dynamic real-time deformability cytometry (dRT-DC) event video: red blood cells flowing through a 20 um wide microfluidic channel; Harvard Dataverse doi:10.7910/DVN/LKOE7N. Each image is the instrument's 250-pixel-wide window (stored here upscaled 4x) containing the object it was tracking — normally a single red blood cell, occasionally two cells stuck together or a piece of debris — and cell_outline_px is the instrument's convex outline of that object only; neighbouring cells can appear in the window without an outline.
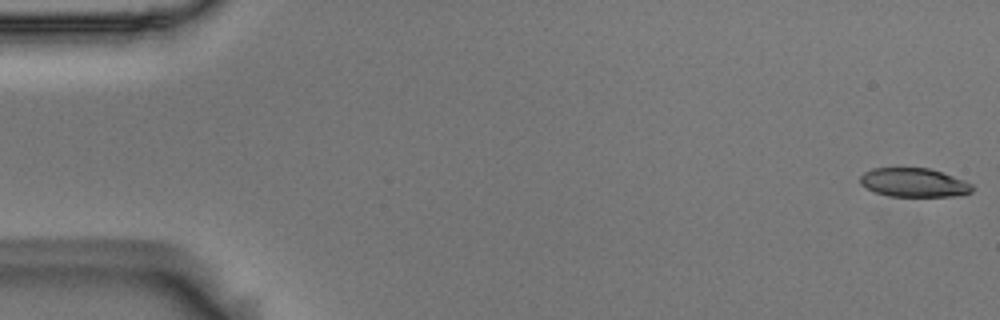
{"species": "Egyptian fruit bat (a non-hibernating species)", "species_latin": "Rousettus aegyptiacus", "temperature_condition": "room temperature", "stored_images_in_passage": 55, "camera_frame_rate_fps": 3000, "um_per_image_px": 0.085, "animal": {"sex": "male"}, "frame": {"image": 1, "passage_image": 1, "time_ms": 0.0, "image_size_px": [1000, 320], "cell_outline_px": [[976, 188], [972, 192], [956, 196], [888, 196], [872, 192], [860, 184], [860, 176], [864, 172], [872, 168], [928, 168], [964, 180], [972, 184]], "centroid_in_image_um": [77.66, 15.53], "position_along_channel_um": 7.3, "area_um2": 18.96}}
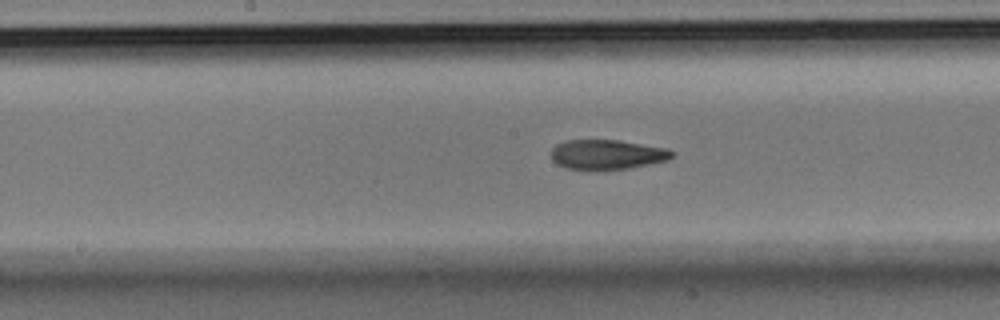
{"frame": {"image": 2, "passage_image": 28, "time_ms": 9.0, "image_size_px": [1000, 320], "cell_outline_px": [[676, 152], [668, 160], [628, 168], [596, 172], [592, 172], [568, 168], [556, 164], [552, 160], [552, 148], [556, 144], [564, 140], [620, 140], [668, 148]], "centroid_in_image_um": [51.59, 13.15], "position_along_channel_um": 196.6, "area_um2": 21.56}}
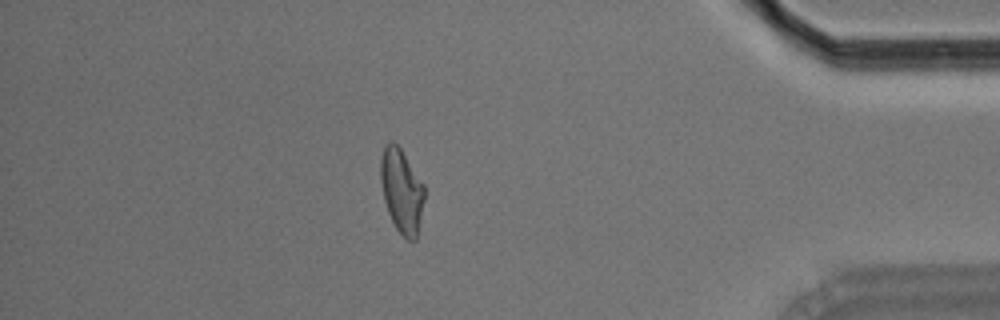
{"frame": {"image": 3, "passage_image": 48, "time_ms": 15.667, "image_size_px": [1000, 320], "cell_outline_px": [[424, 200], [416, 240], [408, 240], [396, 228], [388, 212], [384, 200], [380, 180], [380, 160], [384, 144], [388, 140], [392, 140], [400, 148], [424, 184]], "centroid_in_image_um": [34.12, 16.18], "position_along_channel_um": 401.1, "area_um2": 21.39}, "authors_computed_cell_mechanics": {"area_um2": 21.2704, "velocity_mm_per_s": 3.655, "shape_relaxation_time_tau1_ms": 10.9858, "shape_relaxation_time_tau2_ms": 3.1404, "deformation_change_tau1": 0.266, "deformation_change_tau2": 0.1102}}